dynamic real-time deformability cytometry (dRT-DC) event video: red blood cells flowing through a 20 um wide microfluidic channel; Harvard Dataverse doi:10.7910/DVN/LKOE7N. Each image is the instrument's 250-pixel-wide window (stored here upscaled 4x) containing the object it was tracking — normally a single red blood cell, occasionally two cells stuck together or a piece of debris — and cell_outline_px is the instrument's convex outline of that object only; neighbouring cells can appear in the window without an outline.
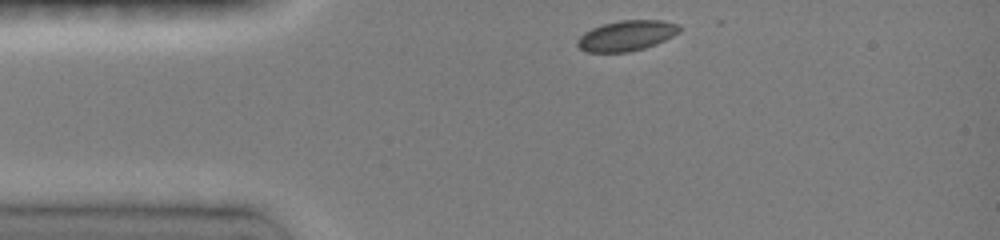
{"species": "common noctule bat (a hibernating species)", "species_latin": "Nyctalus noctula", "temperature_condition": "room temperature", "stored_images_in_passage": 8, "camera_frame_rate_fps": 3000, "um_per_image_px": 0.085, "animal": {"sex": "female", "body_mass_g": 19.0, "forearm_length_mm": 51.5}, "frame": {"image": 1, "passage_image": 1, "time_ms": 0.0, "image_size_px": [1000, 240], "cell_outline_px": [[680, 32], [656, 44], [644, 48], [628, 52], [588, 52], [580, 48], [576, 44], [576, 40], [584, 32], [592, 28], [604, 24], [620, 20], [664, 20], [676, 24], [680, 28]], "centroid_in_image_um": [53.24, 3.03], "position_along_channel_um": 31.8, "area_um2": 17.98}}
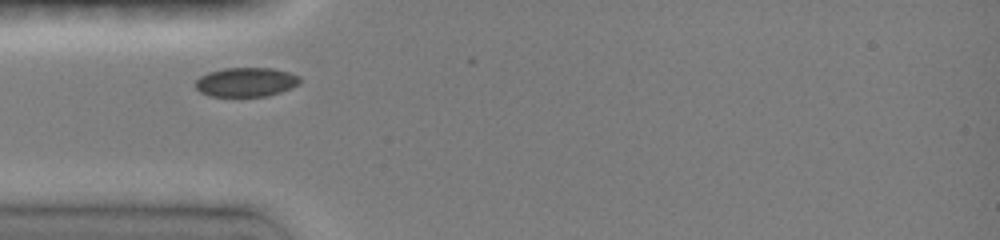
{"frame": {"image": 2, "passage_image": 6, "time_ms": 1.667, "image_size_px": [1000, 240], "cell_outline_px": [[300, 84], [292, 88], [280, 92], [264, 96], [208, 96], [200, 92], [196, 88], [196, 80], [200, 76], [208, 72], [224, 68], [272, 68], [288, 72], [300, 76]], "centroid_in_image_um": [20.91, 6.97], "position_along_channel_um": 64.1, "area_um2": 17.8}}